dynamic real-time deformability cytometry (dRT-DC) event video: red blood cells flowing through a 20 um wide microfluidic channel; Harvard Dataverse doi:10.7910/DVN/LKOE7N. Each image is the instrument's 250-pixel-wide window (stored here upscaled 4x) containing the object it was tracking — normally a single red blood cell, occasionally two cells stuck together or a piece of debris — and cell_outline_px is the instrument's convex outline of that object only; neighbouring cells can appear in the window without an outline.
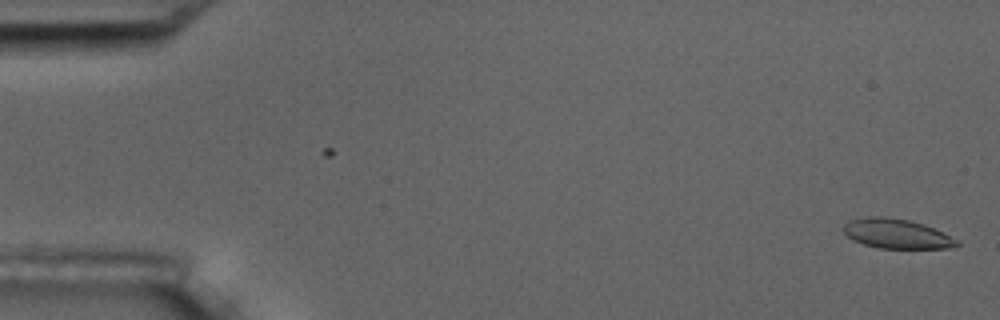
{"species": "common noctule bat (a hibernating species)", "species_latin": "Nyctalus noctula", "temperature_condition": "room temperature", "stored_images_in_passage": 2, "camera_frame_rate_fps": 3000, "um_per_image_px": 0.085, "animal": {"sex": "male", "body_mass_g": 17.5, "forearm_length_mm": 52.3}, "frame": {"image": 1, "passage_image": 2, "time_ms": 1.333, "image_size_px": [1000, 320], "cell_outline_px": [[960, 244], [948, 248], [876, 248], [852, 240], [844, 232], [844, 224], [848, 220], [868, 216], [884, 216], [908, 220], [924, 224], [944, 232], [960, 240]], "centroid_in_image_um": [76.23, 19.86], "position_along_channel_um": 8.8, "area_um2": 19.71}}